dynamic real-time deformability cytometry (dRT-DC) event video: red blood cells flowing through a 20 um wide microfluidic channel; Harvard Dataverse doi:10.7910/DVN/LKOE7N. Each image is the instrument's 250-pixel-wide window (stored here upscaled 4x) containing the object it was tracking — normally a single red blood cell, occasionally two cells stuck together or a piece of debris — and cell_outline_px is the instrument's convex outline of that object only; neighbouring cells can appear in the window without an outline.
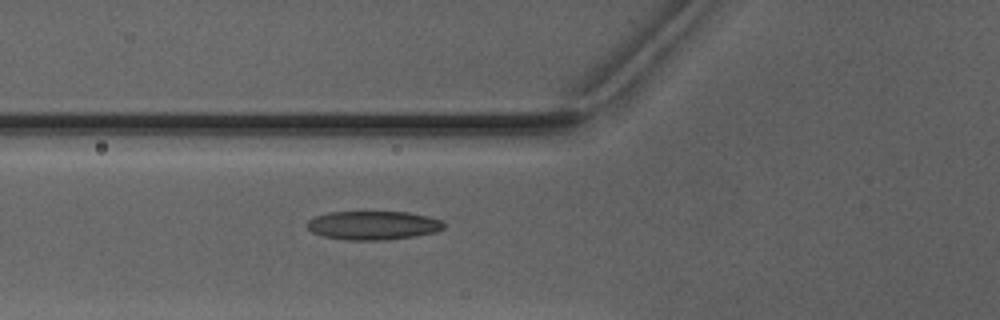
{"species": "Egyptian fruit bat (a non-hibernating species)", "species_latin": "Rousettus aegyptiacus", "temperature_condition": "warm", "stored_images_in_passage": 6, "camera_frame_rate_fps": 3000, "um_per_image_px": 0.085, "animal": {"sex": "male"}, "frame": {"image": 1, "passage_image": 6, "time_ms": 7.0, "image_size_px": [1000, 320], "cell_outline_px": [[444, 228], [436, 232], [416, 236], [384, 240], [348, 240], [320, 236], [312, 232], [304, 224], [308, 220], [316, 216], [328, 212], [408, 212], [428, 216], [440, 220], [444, 224]], "centroid_in_image_um": [31.68, 19.16], "position_along_channel_um": 94.1, "area_um2": 23.06}}